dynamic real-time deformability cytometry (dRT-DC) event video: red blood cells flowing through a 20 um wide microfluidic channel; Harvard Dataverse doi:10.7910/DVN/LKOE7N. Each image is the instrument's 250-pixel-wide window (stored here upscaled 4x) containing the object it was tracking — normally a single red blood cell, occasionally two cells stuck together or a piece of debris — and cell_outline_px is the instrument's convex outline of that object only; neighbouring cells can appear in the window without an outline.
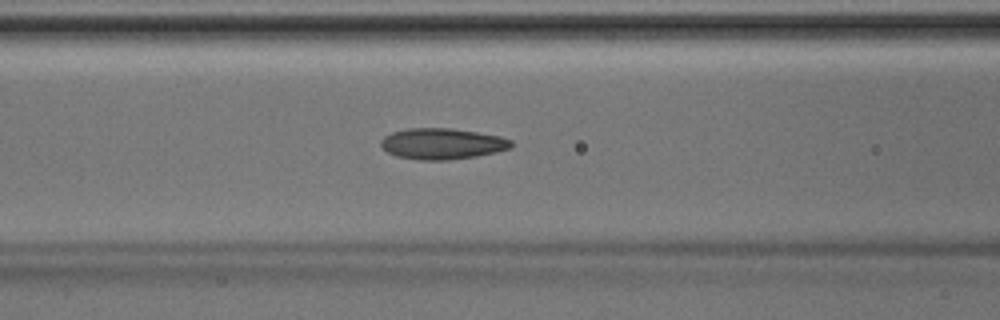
{"species": "Egyptian fruit bat (a non-hibernating species)", "species_latin": "Rousettus aegyptiacus", "temperature_condition": "room temperature", "stored_images_in_passage": 40, "camera_frame_rate_fps": 3000, "um_per_image_px": 0.085, "animal": {"sex": "male"}, "frame": {"image": 1, "passage_image": 19, "time_ms": 6.0, "image_size_px": [1000, 320], "cell_outline_px": [[512, 148], [496, 152], [476, 156], [448, 160], [420, 160], [396, 156], [388, 152], [380, 144], [380, 140], [384, 136], [392, 132], [408, 128], [448, 128], [476, 132], [500, 136], [512, 140]], "centroid_in_image_um": [37.58, 12.22], "position_along_channel_um": 129.0, "area_um2": 23.52}}
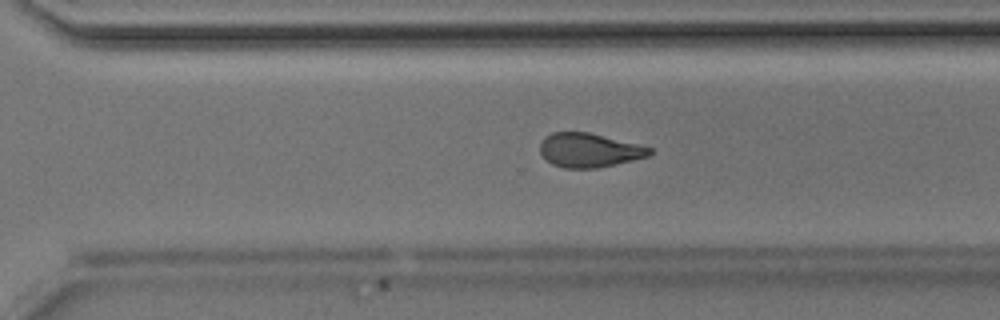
{"frame": {"image": 2, "passage_image": 32, "time_ms": 10.333, "image_size_px": [1000, 320], "cell_outline_px": [[652, 152], [648, 156], [616, 164], [596, 168], [564, 168], [552, 164], [540, 152], [540, 140], [544, 136], [552, 132], [588, 132], [652, 148]], "centroid_in_image_um": [50.03, 12.76], "position_along_channel_um": 320.6, "area_um2": 21.56}}
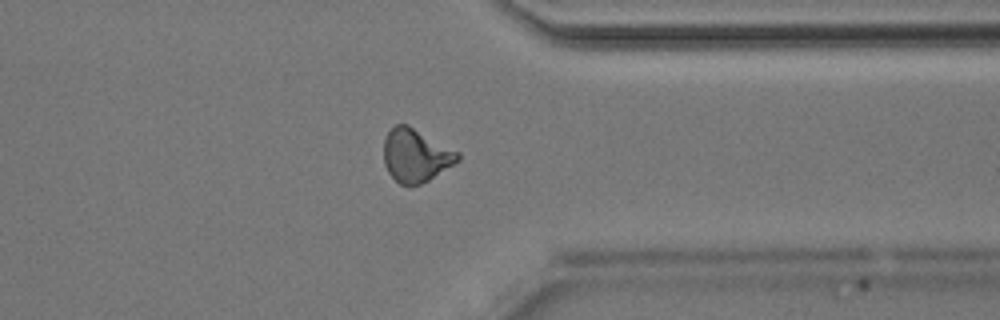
{"frame": {"image": 3, "passage_image": 36, "time_ms": 11.667, "image_size_px": [1000, 320], "cell_outline_px": [[460, 160], [428, 180], [420, 184], [400, 184], [388, 172], [384, 164], [384, 136], [396, 124], [408, 124], [460, 152]], "centroid_in_image_um": [35.34, 13.18], "position_along_channel_um": 376.1, "area_um2": 22.83}}